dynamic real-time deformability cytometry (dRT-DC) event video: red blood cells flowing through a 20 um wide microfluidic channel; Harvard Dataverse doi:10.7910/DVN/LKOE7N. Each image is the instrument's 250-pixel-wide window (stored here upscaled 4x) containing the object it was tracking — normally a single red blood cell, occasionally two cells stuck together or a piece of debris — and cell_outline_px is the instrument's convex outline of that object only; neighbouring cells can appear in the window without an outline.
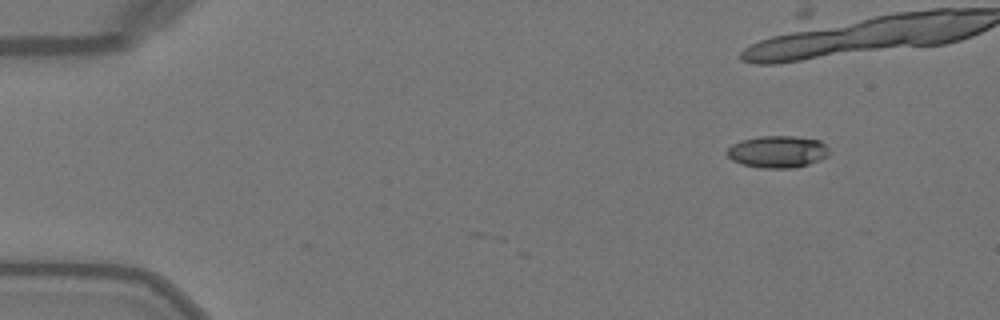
{"species": "Egyptian fruit bat (a non-hibernating species)", "species_latin": "Rousettus aegyptiacus", "temperature_condition": "warm", "stored_images_in_passage": 6, "camera_frame_rate_fps": 3000, "um_per_image_px": 0.085, "animal": {"sex": "female"}, "frame": {"image": 1, "passage_image": 1, "time_ms": 0.0, "image_size_px": [1000, 320], "cell_outline_px": [[828, 156], [808, 164], [792, 168], [760, 168], [740, 164], [732, 160], [724, 152], [732, 144], [740, 140], [760, 136], [792, 136], [820, 140], [828, 148]], "centroid_in_image_um": [66.04, 12.9], "position_along_channel_um": 19.0, "area_um2": 19.13}}